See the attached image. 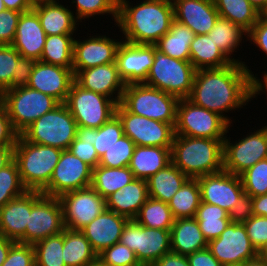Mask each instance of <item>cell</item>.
<instances>
[{"mask_svg": "<svg viewBox=\"0 0 267 266\" xmlns=\"http://www.w3.org/2000/svg\"><path fill=\"white\" fill-rule=\"evenodd\" d=\"M252 73L246 65L234 62L222 68L196 70L192 91L187 99L220 115L231 125L232 120L223 113L241 109L255 98L256 76Z\"/></svg>", "mask_w": 267, "mask_h": 266, "instance_id": "6da1fadb", "label": "cell"}, {"mask_svg": "<svg viewBox=\"0 0 267 266\" xmlns=\"http://www.w3.org/2000/svg\"><path fill=\"white\" fill-rule=\"evenodd\" d=\"M127 0H118L117 24L124 42L154 45L169 32L174 21L172 0H144L130 6Z\"/></svg>", "mask_w": 267, "mask_h": 266, "instance_id": "7a4b0ae2", "label": "cell"}, {"mask_svg": "<svg viewBox=\"0 0 267 266\" xmlns=\"http://www.w3.org/2000/svg\"><path fill=\"white\" fill-rule=\"evenodd\" d=\"M223 141L175 135L171 146V162L189 178L222 171Z\"/></svg>", "mask_w": 267, "mask_h": 266, "instance_id": "3957f363", "label": "cell"}, {"mask_svg": "<svg viewBox=\"0 0 267 266\" xmlns=\"http://www.w3.org/2000/svg\"><path fill=\"white\" fill-rule=\"evenodd\" d=\"M62 149L26 141L18 136L14 146V161L22 184L28 191H42L50 182Z\"/></svg>", "mask_w": 267, "mask_h": 266, "instance_id": "277c9868", "label": "cell"}, {"mask_svg": "<svg viewBox=\"0 0 267 266\" xmlns=\"http://www.w3.org/2000/svg\"><path fill=\"white\" fill-rule=\"evenodd\" d=\"M179 98L144 83L125 85L121 104L131 113L149 119L176 123Z\"/></svg>", "mask_w": 267, "mask_h": 266, "instance_id": "5b68a950", "label": "cell"}, {"mask_svg": "<svg viewBox=\"0 0 267 266\" xmlns=\"http://www.w3.org/2000/svg\"><path fill=\"white\" fill-rule=\"evenodd\" d=\"M0 103L19 135L39 117L60 104L55 98L28 86L4 90L0 94Z\"/></svg>", "mask_w": 267, "mask_h": 266, "instance_id": "8992f818", "label": "cell"}, {"mask_svg": "<svg viewBox=\"0 0 267 266\" xmlns=\"http://www.w3.org/2000/svg\"><path fill=\"white\" fill-rule=\"evenodd\" d=\"M77 123L65 103L39 117L20 135L33 144L69 149L76 138Z\"/></svg>", "mask_w": 267, "mask_h": 266, "instance_id": "52a82bcc", "label": "cell"}, {"mask_svg": "<svg viewBox=\"0 0 267 266\" xmlns=\"http://www.w3.org/2000/svg\"><path fill=\"white\" fill-rule=\"evenodd\" d=\"M196 69L190 61L165 55L154 45V60L144 84L165 91L179 99L188 98Z\"/></svg>", "mask_w": 267, "mask_h": 266, "instance_id": "ba28073f", "label": "cell"}, {"mask_svg": "<svg viewBox=\"0 0 267 266\" xmlns=\"http://www.w3.org/2000/svg\"><path fill=\"white\" fill-rule=\"evenodd\" d=\"M77 123V127L98 129L113 116L117 103L94 91L86 90L75 81L72 83L65 102Z\"/></svg>", "mask_w": 267, "mask_h": 266, "instance_id": "9c48e42d", "label": "cell"}, {"mask_svg": "<svg viewBox=\"0 0 267 266\" xmlns=\"http://www.w3.org/2000/svg\"><path fill=\"white\" fill-rule=\"evenodd\" d=\"M230 125L218 114L193 104L187 98L177 105L175 135L225 139Z\"/></svg>", "mask_w": 267, "mask_h": 266, "instance_id": "30bf717a", "label": "cell"}, {"mask_svg": "<svg viewBox=\"0 0 267 266\" xmlns=\"http://www.w3.org/2000/svg\"><path fill=\"white\" fill-rule=\"evenodd\" d=\"M119 242L135 253L140 264H153L171 252L170 230L148 228L134 219L125 224Z\"/></svg>", "mask_w": 267, "mask_h": 266, "instance_id": "8fae6325", "label": "cell"}, {"mask_svg": "<svg viewBox=\"0 0 267 266\" xmlns=\"http://www.w3.org/2000/svg\"><path fill=\"white\" fill-rule=\"evenodd\" d=\"M115 115L121 121L124 134L136 146H172L175 131L171 124L135 115L121 103L117 104Z\"/></svg>", "mask_w": 267, "mask_h": 266, "instance_id": "7c38bea8", "label": "cell"}, {"mask_svg": "<svg viewBox=\"0 0 267 266\" xmlns=\"http://www.w3.org/2000/svg\"><path fill=\"white\" fill-rule=\"evenodd\" d=\"M249 134V135H248ZM235 144L227 136L223 141V170L240 175L260 160L267 158V126L248 133Z\"/></svg>", "mask_w": 267, "mask_h": 266, "instance_id": "4fadbf2b", "label": "cell"}, {"mask_svg": "<svg viewBox=\"0 0 267 266\" xmlns=\"http://www.w3.org/2000/svg\"><path fill=\"white\" fill-rule=\"evenodd\" d=\"M64 227L81 231L106 209L105 199L91 186L64 193L58 197Z\"/></svg>", "mask_w": 267, "mask_h": 266, "instance_id": "5bb4252c", "label": "cell"}, {"mask_svg": "<svg viewBox=\"0 0 267 266\" xmlns=\"http://www.w3.org/2000/svg\"><path fill=\"white\" fill-rule=\"evenodd\" d=\"M92 168L75 156L69 149L62 150L49 184L41 191L43 195H60L91 186Z\"/></svg>", "mask_w": 267, "mask_h": 266, "instance_id": "9a60e30c", "label": "cell"}, {"mask_svg": "<svg viewBox=\"0 0 267 266\" xmlns=\"http://www.w3.org/2000/svg\"><path fill=\"white\" fill-rule=\"evenodd\" d=\"M208 249L223 265H243L258 256L244 224L229 223L221 235L208 242Z\"/></svg>", "mask_w": 267, "mask_h": 266, "instance_id": "2e32d148", "label": "cell"}, {"mask_svg": "<svg viewBox=\"0 0 267 266\" xmlns=\"http://www.w3.org/2000/svg\"><path fill=\"white\" fill-rule=\"evenodd\" d=\"M64 229L58 197L42 195L32 205L26 227V243L33 245L44 238L61 234Z\"/></svg>", "mask_w": 267, "mask_h": 266, "instance_id": "e0dca14e", "label": "cell"}, {"mask_svg": "<svg viewBox=\"0 0 267 266\" xmlns=\"http://www.w3.org/2000/svg\"><path fill=\"white\" fill-rule=\"evenodd\" d=\"M197 180L201 202L217 205L228 213L244 193L240 176L225 170L197 177Z\"/></svg>", "mask_w": 267, "mask_h": 266, "instance_id": "ac0fdd59", "label": "cell"}, {"mask_svg": "<svg viewBox=\"0 0 267 266\" xmlns=\"http://www.w3.org/2000/svg\"><path fill=\"white\" fill-rule=\"evenodd\" d=\"M154 60V45L122 41L116 53V64L124 83H143Z\"/></svg>", "mask_w": 267, "mask_h": 266, "instance_id": "d6986e66", "label": "cell"}, {"mask_svg": "<svg viewBox=\"0 0 267 266\" xmlns=\"http://www.w3.org/2000/svg\"><path fill=\"white\" fill-rule=\"evenodd\" d=\"M43 195L40 191H26L0 207V235L26 243V227L32 205Z\"/></svg>", "mask_w": 267, "mask_h": 266, "instance_id": "ffe728a7", "label": "cell"}, {"mask_svg": "<svg viewBox=\"0 0 267 266\" xmlns=\"http://www.w3.org/2000/svg\"><path fill=\"white\" fill-rule=\"evenodd\" d=\"M73 82V68L36 61L27 86L65 103Z\"/></svg>", "mask_w": 267, "mask_h": 266, "instance_id": "44dd1931", "label": "cell"}, {"mask_svg": "<svg viewBox=\"0 0 267 266\" xmlns=\"http://www.w3.org/2000/svg\"><path fill=\"white\" fill-rule=\"evenodd\" d=\"M121 42L105 35L89 36L83 41L74 39L73 71L116 62V53Z\"/></svg>", "mask_w": 267, "mask_h": 266, "instance_id": "7402d4cb", "label": "cell"}, {"mask_svg": "<svg viewBox=\"0 0 267 266\" xmlns=\"http://www.w3.org/2000/svg\"><path fill=\"white\" fill-rule=\"evenodd\" d=\"M73 72L74 81L82 88L103 94L117 104L121 102L126 84L119 76L116 62Z\"/></svg>", "mask_w": 267, "mask_h": 266, "instance_id": "603a6c76", "label": "cell"}, {"mask_svg": "<svg viewBox=\"0 0 267 266\" xmlns=\"http://www.w3.org/2000/svg\"><path fill=\"white\" fill-rule=\"evenodd\" d=\"M174 20L186 25L195 35L208 34L219 18L213 0H172Z\"/></svg>", "mask_w": 267, "mask_h": 266, "instance_id": "cb8c5ba5", "label": "cell"}, {"mask_svg": "<svg viewBox=\"0 0 267 266\" xmlns=\"http://www.w3.org/2000/svg\"><path fill=\"white\" fill-rule=\"evenodd\" d=\"M129 219L105 209L85 226L81 232L85 235L93 250L100 254L104 249L118 243L123 228Z\"/></svg>", "mask_w": 267, "mask_h": 266, "instance_id": "d4e9b609", "label": "cell"}, {"mask_svg": "<svg viewBox=\"0 0 267 266\" xmlns=\"http://www.w3.org/2000/svg\"><path fill=\"white\" fill-rule=\"evenodd\" d=\"M46 34L37 13L32 9L21 13L14 41L11 44L22 57L39 61L44 50Z\"/></svg>", "mask_w": 267, "mask_h": 266, "instance_id": "484cf974", "label": "cell"}, {"mask_svg": "<svg viewBox=\"0 0 267 266\" xmlns=\"http://www.w3.org/2000/svg\"><path fill=\"white\" fill-rule=\"evenodd\" d=\"M46 36L74 34L78 24L74 13L68 6L57 1L38 2L33 5Z\"/></svg>", "mask_w": 267, "mask_h": 266, "instance_id": "4316f807", "label": "cell"}, {"mask_svg": "<svg viewBox=\"0 0 267 266\" xmlns=\"http://www.w3.org/2000/svg\"><path fill=\"white\" fill-rule=\"evenodd\" d=\"M148 197L147 181L135 178L105 199L106 209L134 219Z\"/></svg>", "mask_w": 267, "mask_h": 266, "instance_id": "83f0119b", "label": "cell"}, {"mask_svg": "<svg viewBox=\"0 0 267 266\" xmlns=\"http://www.w3.org/2000/svg\"><path fill=\"white\" fill-rule=\"evenodd\" d=\"M171 252L189 255L208 248V242L195 218L175 219L170 230Z\"/></svg>", "mask_w": 267, "mask_h": 266, "instance_id": "f1b7e54d", "label": "cell"}, {"mask_svg": "<svg viewBox=\"0 0 267 266\" xmlns=\"http://www.w3.org/2000/svg\"><path fill=\"white\" fill-rule=\"evenodd\" d=\"M171 163V147L136 146L129 165L134 177L147 180Z\"/></svg>", "mask_w": 267, "mask_h": 266, "instance_id": "f546056e", "label": "cell"}, {"mask_svg": "<svg viewBox=\"0 0 267 266\" xmlns=\"http://www.w3.org/2000/svg\"><path fill=\"white\" fill-rule=\"evenodd\" d=\"M189 177L172 162L147 179L148 196L168 203Z\"/></svg>", "mask_w": 267, "mask_h": 266, "instance_id": "4dcf8cb0", "label": "cell"}, {"mask_svg": "<svg viewBox=\"0 0 267 266\" xmlns=\"http://www.w3.org/2000/svg\"><path fill=\"white\" fill-rule=\"evenodd\" d=\"M190 62L196 70L222 68L233 63L208 34L195 35L190 45Z\"/></svg>", "mask_w": 267, "mask_h": 266, "instance_id": "1f68e13d", "label": "cell"}, {"mask_svg": "<svg viewBox=\"0 0 267 266\" xmlns=\"http://www.w3.org/2000/svg\"><path fill=\"white\" fill-rule=\"evenodd\" d=\"M195 33L186 25L177 21L171 23L169 32L161 37L154 45L160 52L182 61H190V45Z\"/></svg>", "mask_w": 267, "mask_h": 266, "instance_id": "d6a6232c", "label": "cell"}, {"mask_svg": "<svg viewBox=\"0 0 267 266\" xmlns=\"http://www.w3.org/2000/svg\"><path fill=\"white\" fill-rule=\"evenodd\" d=\"M62 258L66 266H86L97 261L98 255L81 231L65 228Z\"/></svg>", "mask_w": 267, "mask_h": 266, "instance_id": "836d02e7", "label": "cell"}, {"mask_svg": "<svg viewBox=\"0 0 267 266\" xmlns=\"http://www.w3.org/2000/svg\"><path fill=\"white\" fill-rule=\"evenodd\" d=\"M135 179L129 166L109 168L98 165L92 169L91 187L106 199Z\"/></svg>", "mask_w": 267, "mask_h": 266, "instance_id": "e575fe53", "label": "cell"}, {"mask_svg": "<svg viewBox=\"0 0 267 266\" xmlns=\"http://www.w3.org/2000/svg\"><path fill=\"white\" fill-rule=\"evenodd\" d=\"M219 16L239 25L247 33L259 20L257 10L248 0H213Z\"/></svg>", "mask_w": 267, "mask_h": 266, "instance_id": "d590c367", "label": "cell"}, {"mask_svg": "<svg viewBox=\"0 0 267 266\" xmlns=\"http://www.w3.org/2000/svg\"><path fill=\"white\" fill-rule=\"evenodd\" d=\"M247 36V32L242 29L239 25H235L228 19L219 16L214 27L208 33L209 37L212 38L213 42L217 44V47L234 63L245 64L238 59L230 58L231 54L238 48L242 43V37Z\"/></svg>", "mask_w": 267, "mask_h": 266, "instance_id": "8d00e7d4", "label": "cell"}, {"mask_svg": "<svg viewBox=\"0 0 267 266\" xmlns=\"http://www.w3.org/2000/svg\"><path fill=\"white\" fill-rule=\"evenodd\" d=\"M201 203L197 178H189L168 202L175 219L194 218Z\"/></svg>", "mask_w": 267, "mask_h": 266, "instance_id": "74e56055", "label": "cell"}, {"mask_svg": "<svg viewBox=\"0 0 267 266\" xmlns=\"http://www.w3.org/2000/svg\"><path fill=\"white\" fill-rule=\"evenodd\" d=\"M194 218L207 242L218 238L230 223L227 211L205 202L200 203Z\"/></svg>", "mask_w": 267, "mask_h": 266, "instance_id": "f35d334b", "label": "cell"}, {"mask_svg": "<svg viewBox=\"0 0 267 266\" xmlns=\"http://www.w3.org/2000/svg\"><path fill=\"white\" fill-rule=\"evenodd\" d=\"M73 34L47 36L44 50L39 61L62 66L73 67Z\"/></svg>", "mask_w": 267, "mask_h": 266, "instance_id": "ab89813d", "label": "cell"}, {"mask_svg": "<svg viewBox=\"0 0 267 266\" xmlns=\"http://www.w3.org/2000/svg\"><path fill=\"white\" fill-rule=\"evenodd\" d=\"M134 220L148 228L171 230L175 218L168 203L148 197Z\"/></svg>", "mask_w": 267, "mask_h": 266, "instance_id": "60d3db41", "label": "cell"}, {"mask_svg": "<svg viewBox=\"0 0 267 266\" xmlns=\"http://www.w3.org/2000/svg\"><path fill=\"white\" fill-rule=\"evenodd\" d=\"M35 250V266H66L62 258L63 232L37 241Z\"/></svg>", "mask_w": 267, "mask_h": 266, "instance_id": "b9f144b4", "label": "cell"}, {"mask_svg": "<svg viewBox=\"0 0 267 266\" xmlns=\"http://www.w3.org/2000/svg\"><path fill=\"white\" fill-rule=\"evenodd\" d=\"M27 189L22 184L18 166L14 159L0 169V207L23 195Z\"/></svg>", "mask_w": 267, "mask_h": 266, "instance_id": "7bdbcfd3", "label": "cell"}, {"mask_svg": "<svg viewBox=\"0 0 267 266\" xmlns=\"http://www.w3.org/2000/svg\"><path fill=\"white\" fill-rule=\"evenodd\" d=\"M124 135L121 121L115 115L98 129L92 128V144L100 158Z\"/></svg>", "mask_w": 267, "mask_h": 266, "instance_id": "ee69618b", "label": "cell"}, {"mask_svg": "<svg viewBox=\"0 0 267 266\" xmlns=\"http://www.w3.org/2000/svg\"><path fill=\"white\" fill-rule=\"evenodd\" d=\"M136 144L125 134L109 148L99 160V164L109 168L127 167L130 165Z\"/></svg>", "mask_w": 267, "mask_h": 266, "instance_id": "f6af8a7d", "label": "cell"}, {"mask_svg": "<svg viewBox=\"0 0 267 266\" xmlns=\"http://www.w3.org/2000/svg\"><path fill=\"white\" fill-rule=\"evenodd\" d=\"M239 176L244 192L251 197L267 194V158L260 160Z\"/></svg>", "mask_w": 267, "mask_h": 266, "instance_id": "bcb514c9", "label": "cell"}, {"mask_svg": "<svg viewBox=\"0 0 267 266\" xmlns=\"http://www.w3.org/2000/svg\"><path fill=\"white\" fill-rule=\"evenodd\" d=\"M69 150L92 169L98 166L100 158L92 144V128L78 127Z\"/></svg>", "mask_w": 267, "mask_h": 266, "instance_id": "7dc6e473", "label": "cell"}, {"mask_svg": "<svg viewBox=\"0 0 267 266\" xmlns=\"http://www.w3.org/2000/svg\"><path fill=\"white\" fill-rule=\"evenodd\" d=\"M76 4V19L81 21L94 15L112 14L117 22L118 0H73Z\"/></svg>", "mask_w": 267, "mask_h": 266, "instance_id": "c3c4849f", "label": "cell"}, {"mask_svg": "<svg viewBox=\"0 0 267 266\" xmlns=\"http://www.w3.org/2000/svg\"><path fill=\"white\" fill-rule=\"evenodd\" d=\"M98 260L105 266H139L135 253L118 242L98 254Z\"/></svg>", "mask_w": 267, "mask_h": 266, "instance_id": "681fc988", "label": "cell"}, {"mask_svg": "<svg viewBox=\"0 0 267 266\" xmlns=\"http://www.w3.org/2000/svg\"><path fill=\"white\" fill-rule=\"evenodd\" d=\"M19 52L12 45H0V94L12 84Z\"/></svg>", "mask_w": 267, "mask_h": 266, "instance_id": "f907efd6", "label": "cell"}, {"mask_svg": "<svg viewBox=\"0 0 267 266\" xmlns=\"http://www.w3.org/2000/svg\"><path fill=\"white\" fill-rule=\"evenodd\" d=\"M2 266H35V250L32 244L15 242Z\"/></svg>", "mask_w": 267, "mask_h": 266, "instance_id": "816d5d0a", "label": "cell"}, {"mask_svg": "<svg viewBox=\"0 0 267 266\" xmlns=\"http://www.w3.org/2000/svg\"><path fill=\"white\" fill-rule=\"evenodd\" d=\"M243 224L252 245L258 251L267 241V217L253 215Z\"/></svg>", "mask_w": 267, "mask_h": 266, "instance_id": "f5cc1de1", "label": "cell"}, {"mask_svg": "<svg viewBox=\"0 0 267 266\" xmlns=\"http://www.w3.org/2000/svg\"><path fill=\"white\" fill-rule=\"evenodd\" d=\"M22 12L3 10L0 12V45H11Z\"/></svg>", "mask_w": 267, "mask_h": 266, "instance_id": "db71d44e", "label": "cell"}, {"mask_svg": "<svg viewBox=\"0 0 267 266\" xmlns=\"http://www.w3.org/2000/svg\"><path fill=\"white\" fill-rule=\"evenodd\" d=\"M36 60L28 57H20L14 69L12 84L7 89L27 86Z\"/></svg>", "mask_w": 267, "mask_h": 266, "instance_id": "11a10c76", "label": "cell"}, {"mask_svg": "<svg viewBox=\"0 0 267 266\" xmlns=\"http://www.w3.org/2000/svg\"><path fill=\"white\" fill-rule=\"evenodd\" d=\"M228 214L231 223L243 224L249 220L253 216L252 197L244 192Z\"/></svg>", "mask_w": 267, "mask_h": 266, "instance_id": "9f6ffc18", "label": "cell"}, {"mask_svg": "<svg viewBox=\"0 0 267 266\" xmlns=\"http://www.w3.org/2000/svg\"><path fill=\"white\" fill-rule=\"evenodd\" d=\"M19 134L15 131L7 111L0 103V145H15Z\"/></svg>", "mask_w": 267, "mask_h": 266, "instance_id": "6f0895ef", "label": "cell"}, {"mask_svg": "<svg viewBox=\"0 0 267 266\" xmlns=\"http://www.w3.org/2000/svg\"><path fill=\"white\" fill-rule=\"evenodd\" d=\"M250 38V39H249ZM247 39L251 40L262 52L267 55V23L260 18L247 34Z\"/></svg>", "mask_w": 267, "mask_h": 266, "instance_id": "680465c9", "label": "cell"}, {"mask_svg": "<svg viewBox=\"0 0 267 266\" xmlns=\"http://www.w3.org/2000/svg\"><path fill=\"white\" fill-rule=\"evenodd\" d=\"M190 266H223L208 248L187 255Z\"/></svg>", "mask_w": 267, "mask_h": 266, "instance_id": "91938a15", "label": "cell"}, {"mask_svg": "<svg viewBox=\"0 0 267 266\" xmlns=\"http://www.w3.org/2000/svg\"><path fill=\"white\" fill-rule=\"evenodd\" d=\"M152 266H190L187 256L169 252L155 261Z\"/></svg>", "mask_w": 267, "mask_h": 266, "instance_id": "94428289", "label": "cell"}, {"mask_svg": "<svg viewBox=\"0 0 267 266\" xmlns=\"http://www.w3.org/2000/svg\"><path fill=\"white\" fill-rule=\"evenodd\" d=\"M4 6L7 10L16 12H26L33 9L32 0H3Z\"/></svg>", "mask_w": 267, "mask_h": 266, "instance_id": "6125c7cd", "label": "cell"}, {"mask_svg": "<svg viewBox=\"0 0 267 266\" xmlns=\"http://www.w3.org/2000/svg\"><path fill=\"white\" fill-rule=\"evenodd\" d=\"M253 215L267 217V194L252 197Z\"/></svg>", "mask_w": 267, "mask_h": 266, "instance_id": "be15d7a7", "label": "cell"}, {"mask_svg": "<svg viewBox=\"0 0 267 266\" xmlns=\"http://www.w3.org/2000/svg\"><path fill=\"white\" fill-rule=\"evenodd\" d=\"M15 145H0V169L7 166L14 159Z\"/></svg>", "mask_w": 267, "mask_h": 266, "instance_id": "e7e4bbea", "label": "cell"}, {"mask_svg": "<svg viewBox=\"0 0 267 266\" xmlns=\"http://www.w3.org/2000/svg\"><path fill=\"white\" fill-rule=\"evenodd\" d=\"M15 242L16 241L0 235V266H2L6 260L9 250Z\"/></svg>", "mask_w": 267, "mask_h": 266, "instance_id": "03108f58", "label": "cell"}, {"mask_svg": "<svg viewBox=\"0 0 267 266\" xmlns=\"http://www.w3.org/2000/svg\"><path fill=\"white\" fill-rule=\"evenodd\" d=\"M266 90V91H263V90ZM260 91L261 92H267V73H264L263 75V81L258 78V77H255L254 79V97H256L257 95L256 94H260Z\"/></svg>", "mask_w": 267, "mask_h": 266, "instance_id": "003e7915", "label": "cell"}, {"mask_svg": "<svg viewBox=\"0 0 267 266\" xmlns=\"http://www.w3.org/2000/svg\"><path fill=\"white\" fill-rule=\"evenodd\" d=\"M243 266H267V258L257 256L246 261Z\"/></svg>", "mask_w": 267, "mask_h": 266, "instance_id": "a7ac6f4b", "label": "cell"}, {"mask_svg": "<svg viewBox=\"0 0 267 266\" xmlns=\"http://www.w3.org/2000/svg\"><path fill=\"white\" fill-rule=\"evenodd\" d=\"M248 1L259 11L267 4V0H248Z\"/></svg>", "mask_w": 267, "mask_h": 266, "instance_id": "89a4df30", "label": "cell"}, {"mask_svg": "<svg viewBox=\"0 0 267 266\" xmlns=\"http://www.w3.org/2000/svg\"><path fill=\"white\" fill-rule=\"evenodd\" d=\"M259 18L267 23V4L259 11Z\"/></svg>", "mask_w": 267, "mask_h": 266, "instance_id": "2644e50d", "label": "cell"}, {"mask_svg": "<svg viewBox=\"0 0 267 266\" xmlns=\"http://www.w3.org/2000/svg\"><path fill=\"white\" fill-rule=\"evenodd\" d=\"M258 256L267 258V241L265 244L258 250Z\"/></svg>", "mask_w": 267, "mask_h": 266, "instance_id": "8c879c8a", "label": "cell"}, {"mask_svg": "<svg viewBox=\"0 0 267 266\" xmlns=\"http://www.w3.org/2000/svg\"><path fill=\"white\" fill-rule=\"evenodd\" d=\"M86 266H105V265H103L99 260H97L94 263L86 265Z\"/></svg>", "mask_w": 267, "mask_h": 266, "instance_id": "753ad0ef", "label": "cell"}, {"mask_svg": "<svg viewBox=\"0 0 267 266\" xmlns=\"http://www.w3.org/2000/svg\"><path fill=\"white\" fill-rule=\"evenodd\" d=\"M33 3H38V2H50V1H57V0H32Z\"/></svg>", "mask_w": 267, "mask_h": 266, "instance_id": "34e18365", "label": "cell"}, {"mask_svg": "<svg viewBox=\"0 0 267 266\" xmlns=\"http://www.w3.org/2000/svg\"><path fill=\"white\" fill-rule=\"evenodd\" d=\"M5 6H4V3H3V0H0V12H2L3 10H5Z\"/></svg>", "mask_w": 267, "mask_h": 266, "instance_id": "11e5206c", "label": "cell"}, {"mask_svg": "<svg viewBox=\"0 0 267 266\" xmlns=\"http://www.w3.org/2000/svg\"><path fill=\"white\" fill-rule=\"evenodd\" d=\"M139 266H152V264H140Z\"/></svg>", "mask_w": 267, "mask_h": 266, "instance_id": "2a66077c", "label": "cell"}, {"mask_svg": "<svg viewBox=\"0 0 267 266\" xmlns=\"http://www.w3.org/2000/svg\"><path fill=\"white\" fill-rule=\"evenodd\" d=\"M225 266H243V265H225Z\"/></svg>", "mask_w": 267, "mask_h": 266, "instance_id": "b9fcfbb0", "label": "cell"}]
</instances>
